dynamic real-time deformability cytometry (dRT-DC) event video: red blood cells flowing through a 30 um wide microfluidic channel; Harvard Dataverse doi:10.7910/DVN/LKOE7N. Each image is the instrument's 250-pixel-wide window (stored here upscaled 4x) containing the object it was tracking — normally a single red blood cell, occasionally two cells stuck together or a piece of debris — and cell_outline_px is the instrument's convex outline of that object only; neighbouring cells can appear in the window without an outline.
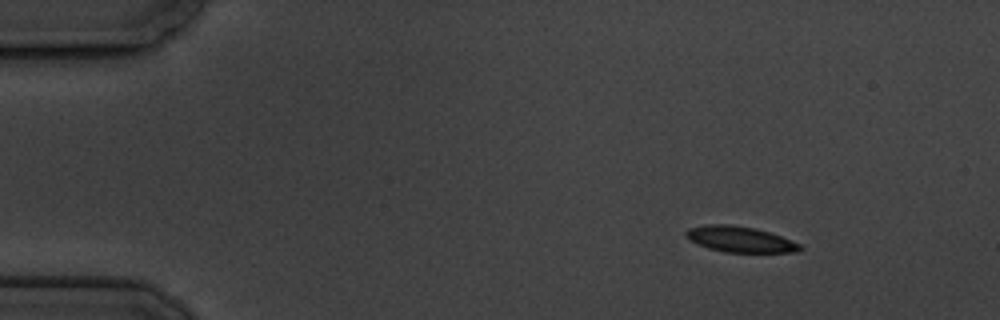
{"species": "common noctule bat (a hibernating species)", "species_latin": "Nyctalus noctula", "temperature_condition": "cold", "stored_images_in_passage": 5, "camera_frame_rate_fps": 3000, "um_per_image_px": 0.085, "animal": {"sex": "male", "body_mass_g": 19.5, "forearm_length_mm": 54.6}, "frame": {"image": 1, "passage_image": 1, "time_ms": 0.0, "image_size_px": [1000, 320], "cell_outline_px": [[804, 248], [796, 252], [724, 252], [708, 248], [696, 244], [688, 240], [684, 236], [684, 232], [688, 228], [704, 224], [732, 224], [756, 228], [792, 240], [800, 244]], "centroid_in_image_um": [62.84, 20.33], "position_along_channel_um": 22.2, "area_um2": 17.4}}
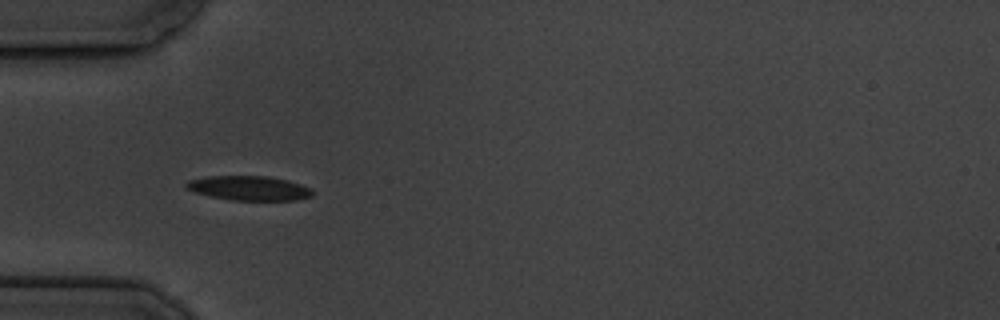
{"frame": {"image": 2, "passage_image": 4, "time_ms": 3.667, "image_size_px": [1000, 320], "cell_outline_px": [[312, 196], [296, 200], [228, 200], [208, 196], [192, 192], [184, 184], [188, 180], [208, 176], [268, 176], [288, 180], [312, 188]], "centroid_in_image_um": [21.14, 15.99], "position_along_channel_um": 63.9, "area_um2": 18.15}}